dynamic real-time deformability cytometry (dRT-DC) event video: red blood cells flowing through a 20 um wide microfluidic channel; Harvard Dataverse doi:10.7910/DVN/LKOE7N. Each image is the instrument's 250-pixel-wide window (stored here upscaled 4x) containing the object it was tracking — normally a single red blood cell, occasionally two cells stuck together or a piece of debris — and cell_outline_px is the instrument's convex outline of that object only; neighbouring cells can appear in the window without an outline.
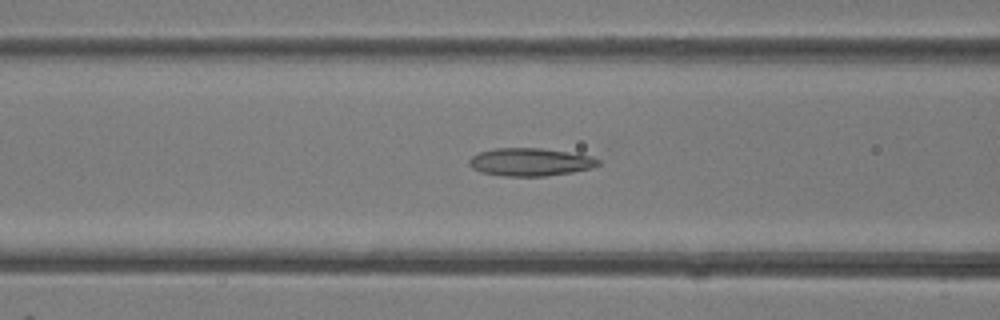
{"species": "common noctule bat (a hibernating species)", "species_latin": "Nyctalus noctula", "temperature_condition": "room temperature", "stored_images_in_passage": 39, "camera_frame_rate_fps": 3000, "um_per_image_px": 0.085, "animal": {"sex": "female"}, "frame": {"image": 1, "passage_image": 16, "time_ms": 5.0, "image_size_px": [1000, 320], "cell_outline_px": [[600, 164], [592, 168], [572, 172], [544, 176], [504, 176], [480, 172], [472, 168], [468, 164], [468, 160], [472, 156], [480, 152], [492, 148], [540, 148], [568, 152], [592, 156], [600, 160]], "centroid_in_image_um": [45.05, 13.77], "position_along_channel_um": 121.5, "area_um2": 21.04}}
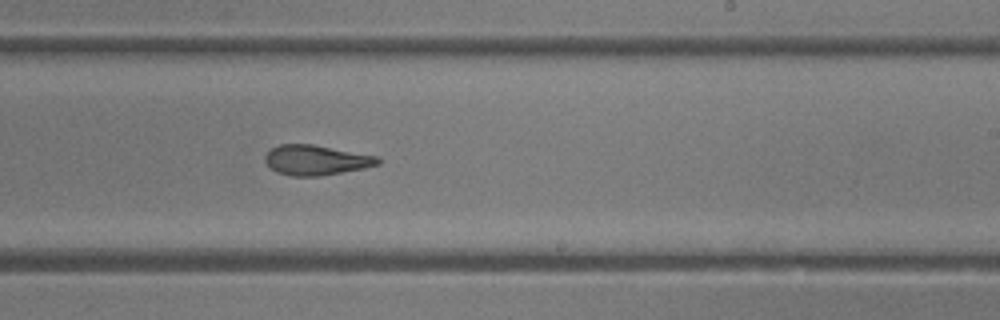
{"frame": {"image": 2, "passage_image": 24, "time_ms": 7.667, "image_size_px": [1000, 320], "cell_outline_px": [[380, 164], [364, 168], [320, 176], [292, 176], [276, 172], [264, 160], [264, 156], [272, 148], [280, 144], [312, 144], [376, 156], [380, 160]], "centroid_in_image_um": [26.85, 13.61], "position_along_channel_um": 262.2, "area_um2": 19.54}}
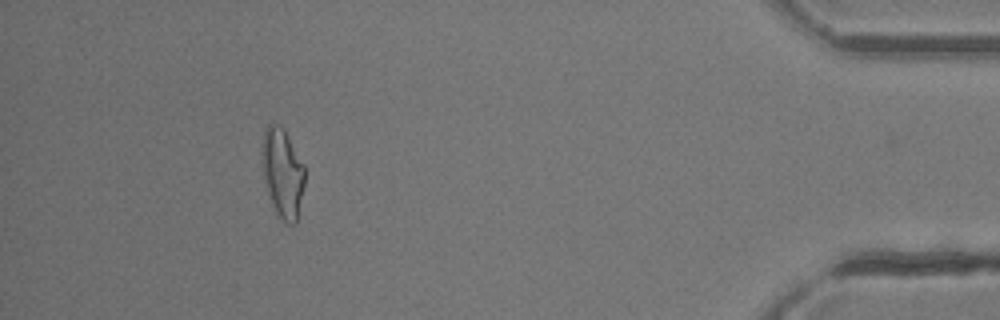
{"frame": {"image": 3, "passage_image": 36, "time_ms": 11.667, "image_size_px": [1000, 320], "cell_outline_px": [[304, 184], [296, 224], [288, 224], [276, 216], [264, 180], [260, 152], [264, 132], [268, 124], [276, 124], [284, 128], [304, 164]], "centroid_in_image_um": [24.0, 14.7], "position_along_channel_um": 411.2, "area_um2": 22.43}}